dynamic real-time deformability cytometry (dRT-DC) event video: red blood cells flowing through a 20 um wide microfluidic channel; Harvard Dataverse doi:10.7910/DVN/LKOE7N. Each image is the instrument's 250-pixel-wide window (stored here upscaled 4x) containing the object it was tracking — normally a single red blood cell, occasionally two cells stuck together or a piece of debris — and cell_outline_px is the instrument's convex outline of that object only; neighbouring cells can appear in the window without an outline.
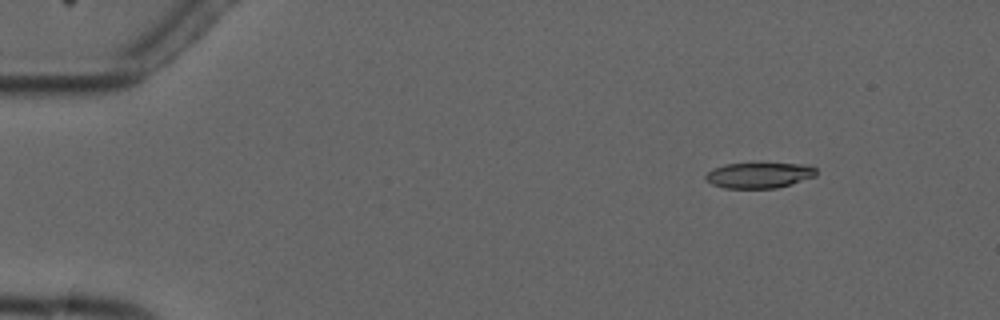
{"species": "common noctule bat (a hibernating species)", "species_latin": "Nyctalus noctula", "temperature_condition": "cold", "stored_images_in_passage": 4, "segment_of_instrument_passage": [1, 2], "camera_frame_rate_fps": 3000, "um_per_image_px": 0.085, "animal": {"sex": "male", "forearm_length_mm": 52.5}, "frame": {"image": 1, "passage_image": 1, "time_ms": 0.0, "image_size_px": [1000, 320], "cell_outline_px": [[816, 176], [792, 184], [776, 188], [724, 188], [712, 184], [704, 176], [712, 168], [724, 164], [764, 160], [804, 164], [816, 168]], "centroid_in_image_um": [64.55, 14.83], "position_along_channel_um": 20.5, "area_um2": 17.51}}